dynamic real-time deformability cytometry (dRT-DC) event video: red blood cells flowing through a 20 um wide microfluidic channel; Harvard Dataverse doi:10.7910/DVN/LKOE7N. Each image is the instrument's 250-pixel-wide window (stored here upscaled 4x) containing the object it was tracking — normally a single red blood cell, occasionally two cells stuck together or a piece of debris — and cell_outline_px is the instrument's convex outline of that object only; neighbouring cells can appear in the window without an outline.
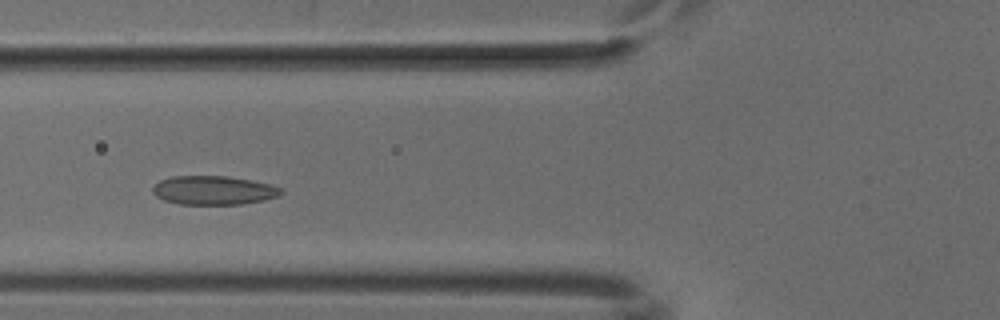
{"species": "common noctule bat (a hibernating species)", "species_latin": "Nyctalus noctula", "temperature_condition": "cold", "stored_images_in_passage": 49, "camera_frame_rate_fps": 3000, "um_per_image_px": 0.085, "animal": {"sex": "male", "body_mass_g": 18.8}, "frame": {"image": 1, "passage_image": 16, "time_ms": 5.0, "image_size_px": [1000, 320], "cell_outline_px": [[284, 192], [280, 196], [264, 200], [240, 204], [180, 204], [164, 200], [156, 196], [152, 192], [152, 188], [160, 180], [172, 176], [228, 176], [252, 180], [268, 184], [280, 188]], "centroid_in_image_um": [18.16, 16.17], "position_along_channel_um": 107.6, "area_um2": 21.56}}
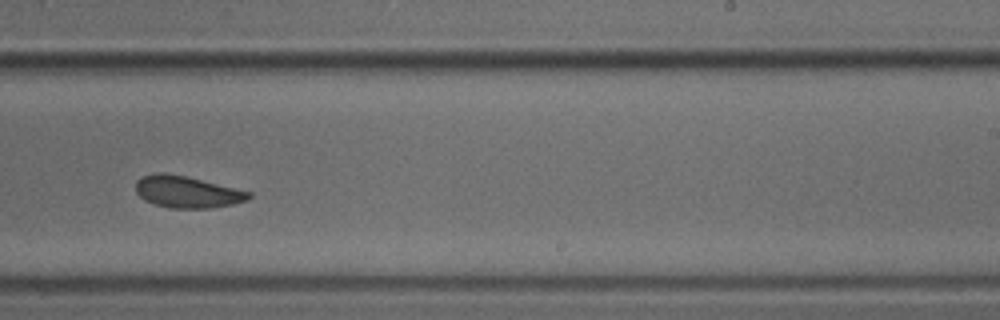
{"frame": {"image": 2, "passage_image": 29, "time_ms": 9.333, "image_size_px": [1000, 320], "cell_outline_px": [[252, 196], [248, 200], [232, 204], [212, 208], [168, 208], [144, 200], [136, 192], [136, 180], [144, 176], [156, 172], [164, 172], [184, 176], [252, 192]], "centroid_in_image_um": [15.9, 16.32], "position_along_channel_um": 273.1, "area_um2": 20.81}}
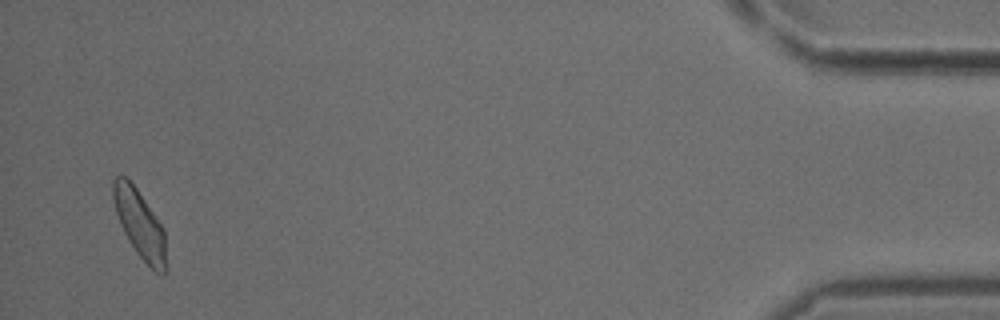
{"frame": {"image": 3, "passage_image": 47, "time_ms": 15.333, "image_size_px": [1000, 320], "cell_outline_px": [[168, 268], [164, 276], [160, 276], [136, 252], [128, 240], [120, 224], [116, 212], [112, 196], [112, 180], [116, 176], [124, 176], [136, 188], [164, 228]], "centroid_in_image_um": [11.91, 19.1], "position_along_channel_um": 423.3, "area_um2": 21.1}}